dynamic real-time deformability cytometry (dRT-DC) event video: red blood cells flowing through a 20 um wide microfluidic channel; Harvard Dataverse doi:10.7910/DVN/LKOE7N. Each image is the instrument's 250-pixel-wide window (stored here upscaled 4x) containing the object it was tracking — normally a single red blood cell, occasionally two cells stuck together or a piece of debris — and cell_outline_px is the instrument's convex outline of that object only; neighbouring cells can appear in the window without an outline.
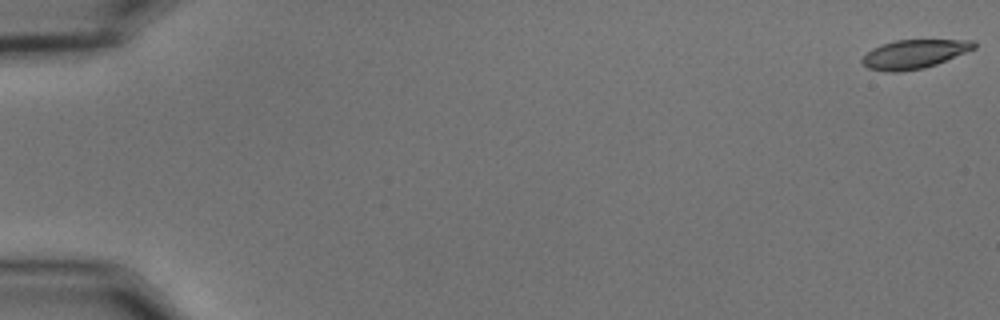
{"species": "common noctule bat (a hibernating species)", "species_latin": "Nyctalus noctula", "temperature_condition": "cold", "stored_images_in_passage": 57, "camera_frame_rate_fps": 3000, "um_per_image_px": 0.085, "animal": {"sex": "male", "body_mass_g": 15.6}, "frame": {"image": 1, "passage_image": 1, "time_ms": 0.0, "image_size_px": [1000, 320], "cell_outline_px": [[976, 48], [936, 64], [924, 68], [900, 72], [884, 72], [868, 68], [860, 60], [872, 48], [896, 40], [972, 40], [976, 44]], "centroid_in_image_um": [77.69, 4.61], "position_along_channel_um": 7.3, "area_um2": 18.67}}
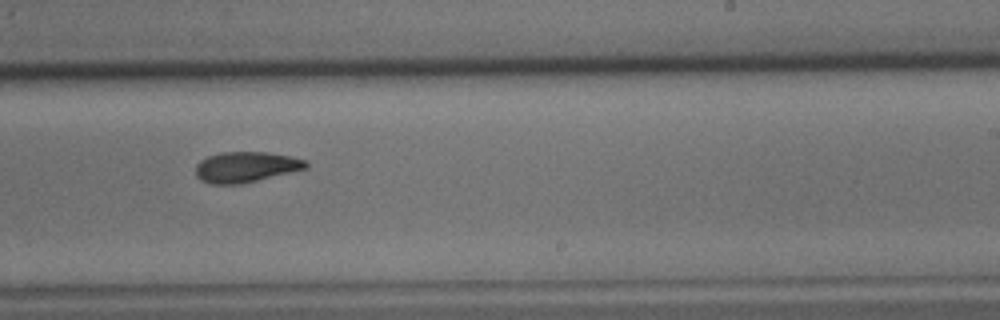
{"frame": {"image": 2, "passage_image": 36, "time_ms": 11.667, "image_size_px": [1000, 320], "cell_outline_px": [[308, 168], [240, 184], [212, 184], [200, 180], [196, 176], [196, 164], [200, 160], [208, 156], [220, 152], [268, 152], [308, 160]], "centroid_in_image_um": [20.89, 14.19], "position_along_channel_um": 268.1, "area_um2": 19.65}}
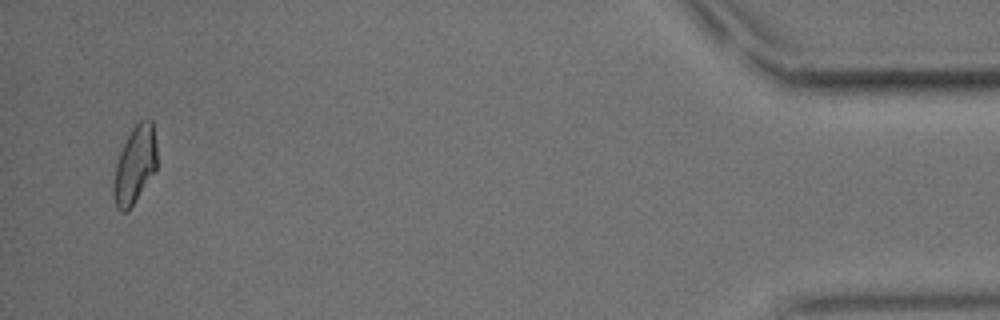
{"frame": {"image": 3, "passage_image": 55, "time_ms": 18.0, "image_size_px": [1000, 320], "cell_outline_px": [[156, 168], [128, 212], [120, 212], [116, 208], [112, 196], [112, 180], [116, 160], [132, 128], [140, 120], [152, 120], [156, 144]], "centroid_in_image_um": [11.41, 14.06], "position_along_channel_um": 423.8, "area_um2": 19.65}, "authors_computed_cell_mechanics": {"area_um2": 20.0566, "velocity_mm_per_s": 3.6242, "shape_relaxation_time_tau1_ms": 7.7491, "shape_relaxation_time_tau2_ms": 5.5986, "deformation_change_tau1": 0.1781, "deformation_change_tau2": 0.1189}}